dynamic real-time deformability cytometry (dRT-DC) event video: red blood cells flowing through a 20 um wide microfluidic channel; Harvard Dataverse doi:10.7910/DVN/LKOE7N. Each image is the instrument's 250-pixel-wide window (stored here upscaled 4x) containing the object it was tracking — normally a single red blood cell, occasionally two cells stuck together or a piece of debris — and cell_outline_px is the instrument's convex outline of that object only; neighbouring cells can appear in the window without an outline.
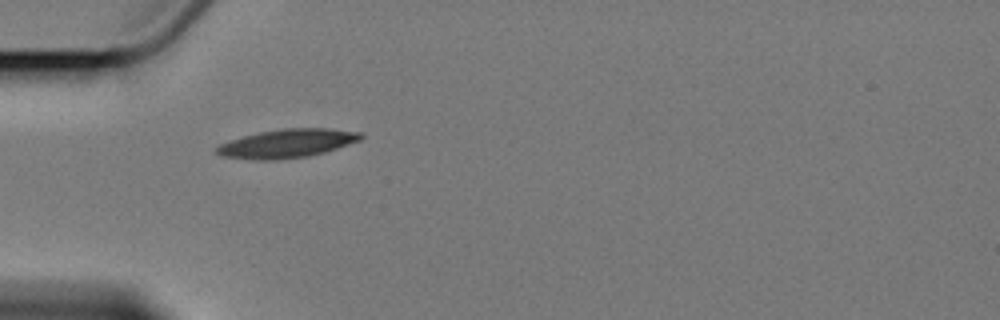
{"species": "Egyptian fruit bat (a non-hibernating species)", "species_latin": "Rousettus aegyptiacus", "temperature_condition": "cold", "stored_images_in_passage": 3, "camera_frame_rate_fps": 3000, "um_per_image_px": 0.085, "animal": {"sex": "female"}, "frame": {"image": 1, "passage_image": 1, "time_ms": 0.0, "image_size_px": [1000, 320], "cell_outline_px": [[364, 136], [360, 140], [324, 152], [308, 156], [272, 160], [252, 160], [220, 156], [212, 152], [212, 148], [228, 140], [260, 132], [284, 128], [328, 128], [364, 132]], "centroid_in_image_um": [24.34, 12.19], "position_along_channel_um": 60.7, "area_um2": 24.28}}
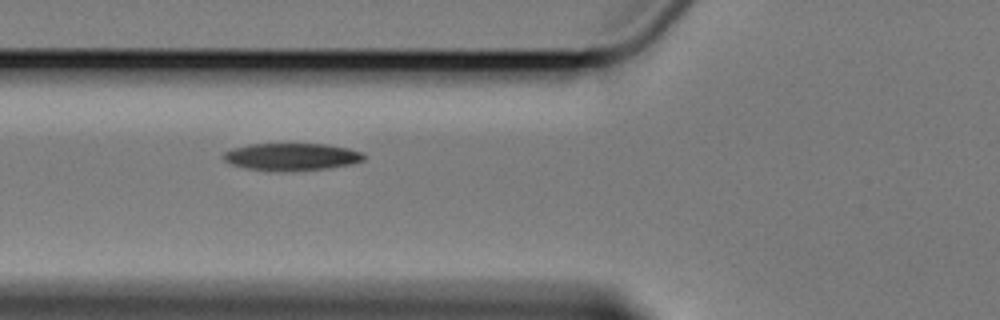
{"frame": {"image": 2, "passage_image": 2, "time_ms": 1.333, "image_size_px": [1000, 320], "cell_outline_px": [[368, 156], [364, 160], [352, 164], [328, 168], [280, 172], [268, 172], [244, 168], [232, 164], [224, 160], [220, 156], [224, 152], [232, 148], [248, 144], [324, 144], [348, 148], [364, 152]], "centroid_in_image_um": [24.77, 13.34], "position_along_channel_um": 101.0, "area_um2": 22.89}}
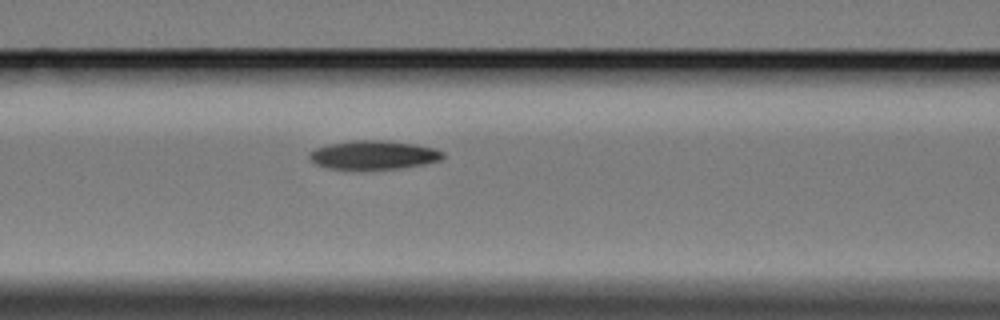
{"frame": {"image": 3, "passage_image": 3, "time_ms": 2.333, "image_size_px": [1000, 320], "cell_outline_px": [[444, 156], [440, 160], [424, 164], [400, 168], [328, 168], [316, 164], [308, 156], [308, 152], [316, 148], [328, 144], [352, 140], [388, 140], [416, 144], [436, 148], [444, 152]], "centroid_in_image_um": [31.78, 13.14], "position_along_channel_um": 134.8, "area_um2": 22.25}}